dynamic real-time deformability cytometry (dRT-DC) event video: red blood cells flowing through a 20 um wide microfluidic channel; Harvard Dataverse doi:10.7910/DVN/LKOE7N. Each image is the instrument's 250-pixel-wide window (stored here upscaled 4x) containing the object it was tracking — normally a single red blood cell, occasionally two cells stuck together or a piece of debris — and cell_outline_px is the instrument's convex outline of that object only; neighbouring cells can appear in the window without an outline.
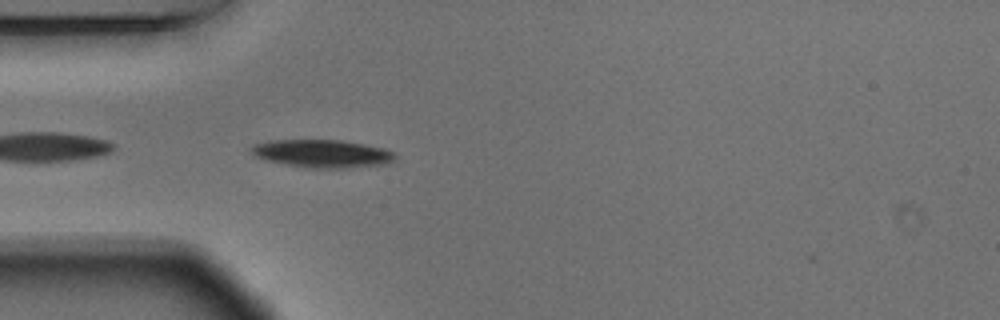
{"species": "Egyptian fruit bat (a non-hibernating species)", "species_latin": "Rousettus aegyptiacus", "temperature_condition": "warm", "stored_images_in_passage": 3, "camera_frame_rate_fps": 3000, "um_per_image_px": 0.085, "animal": {"sex": "male"}, "frame": {"image": 1, "passage_image": 2, "time_ms": 0.333, "image_size_px": [1000, 320], "cell_outline_px": [[396, 160], [388, 164], [344, 168], [312, 168], [288, 164], [268, 160], [256, 156], [248, 148], [252, 144], [268, 140], [340, 140], [364, 144], [384, 148], [396, 152]], "centroid_in_image_um": [27.44, 13.05], "position_along_channel_um": 57.6, "area_um2": 23.47}}